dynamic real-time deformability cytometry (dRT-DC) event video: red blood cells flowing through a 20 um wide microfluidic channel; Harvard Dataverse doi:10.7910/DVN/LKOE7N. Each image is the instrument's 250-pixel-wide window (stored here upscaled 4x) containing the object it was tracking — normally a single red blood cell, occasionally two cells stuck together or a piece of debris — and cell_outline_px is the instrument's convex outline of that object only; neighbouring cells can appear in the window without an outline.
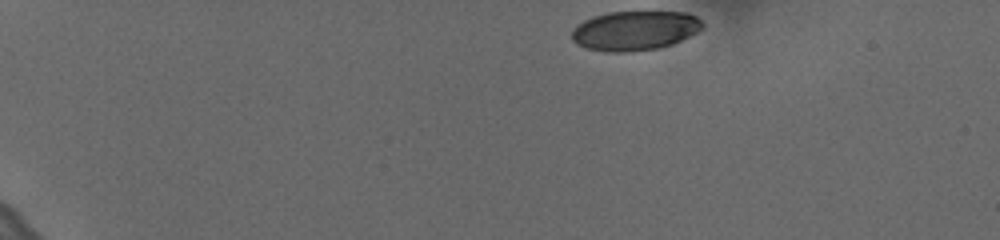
{"species": "human", "species_latin": "Homo sapiens", "temperature_condition": "cold", "stored_images_in_passage": 42, "camera_frame_rate_fps": 3000, "um_per_image_px": 0.085, "donor": {"sex": "female"}, "frame": {"image": 1, "passage_image": 1, "time_ms": 0.0, "image_size_px": [1000, 240], "cell_outline_px": [[704, 28], [672, 44], [660, 48], [628, 52], [612, 52], [588, 48], [576, 44], [572, 40], [572, 28], [584, 20], [592, 16], [608, 12], [688, 12], [696, 16], [704, 24]], "centroid_in_image_um": [53.95, 2.59], "position_along_channel_um": 31.0, "area_um2": 30.11}}
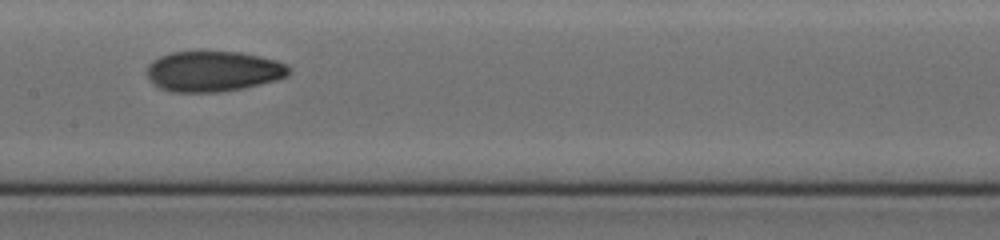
{"frame": {"image": 2, "passage_image": 23, "time_ms": 7.333, "image_size_px": [1000, 240], "cell_outline_px": [[292, 72], [288, 76], [276, 80], [240, 88], [220, 92], [172, 92], [160, 88], [152, 84], [148, 80], [148, 64], [152, 60], [160, 56], [172, 52], [240, 52], [276, 60], [288, 64], [292, 68]], "centroid_in_image_um": [18.13, 6.06], "position_along_channel_um": 189.3, "area_um2": 33.58}}
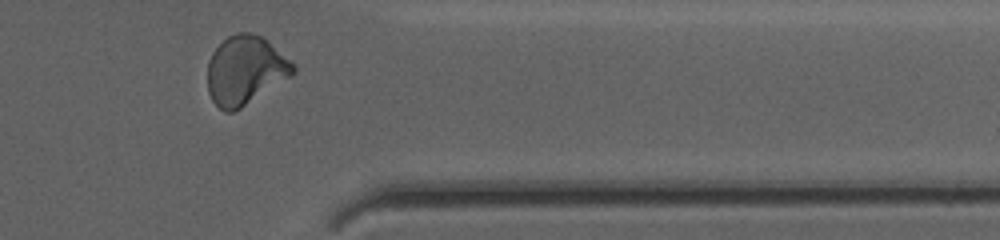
{"frame": {"image": 3, "passage_image": 40, "time_ms": 13.0, "image_size_px": [1000, 240], "cell_outline_px": [[296, 72], [292, 76], [240, 108], [232, 112], [224, 112], [212, 100], [208, 92], [208, 60], [212, 52], [228, 36], [236, 32], [248, 32], [260, 36], [296, 64]], "centroid_in_image_um": [20.85, 5.98], "position_along_channel_um": 390.6, "area_um2": 34.1}, "authors_computed_cell_mechanics": {"area_um2": 32.7148, "velocity_mm_per_s": 3.6231, "shape_relaxation_time_tau1_ms": 11.1005, "shape_relaxation_time_tau2_ms": 2.3809, "deformation_change_tau1": 0.2429, "deformation_change_tau2": 0.081}}